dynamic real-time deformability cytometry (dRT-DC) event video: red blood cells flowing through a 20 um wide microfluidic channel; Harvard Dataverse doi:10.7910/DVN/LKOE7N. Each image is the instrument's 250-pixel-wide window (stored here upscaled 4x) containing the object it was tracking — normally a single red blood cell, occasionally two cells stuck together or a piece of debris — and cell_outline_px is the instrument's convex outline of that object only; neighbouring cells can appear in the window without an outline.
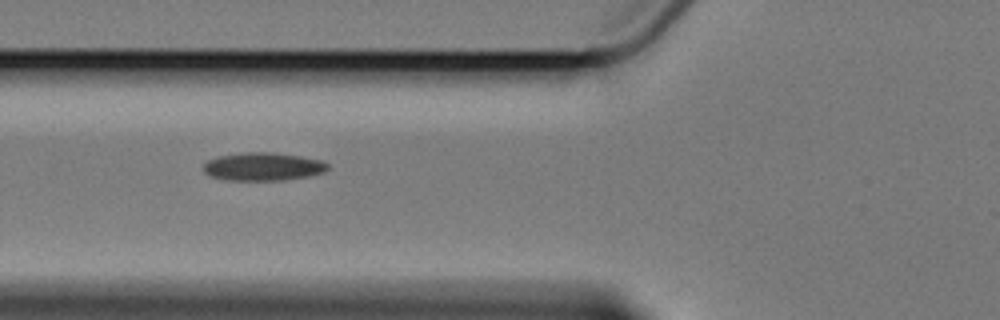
{"species": "Egyptian fruit bat (a non-hibernating species)", "species_latin": "Rousettus aegyptiacus", "temperature_condition": "cold", "stored_images_in_passage": 8, "camera_frame_rate_fps": 3000, "um_per_image_px": 0.085, "animal": {"sex": "female"}, "frame": {"image": 1, "passage_image": 4, "time_ms": 5.333, "image_size_px": [1000, 320], "cell_outline_px": [[328, 168], [324, 172], [308, 176], [284, 180], [228, 180], [212, 176], [204, 172], [204, 164], [208, 160], [220, 156], [248, 152], [268, 152], [300, 156], [320, 160], [328, 164]], "centroid_in_image_um": [22.37, 14.16], "position_along_channel_um": 103.4, "area_um2": 20.06}}
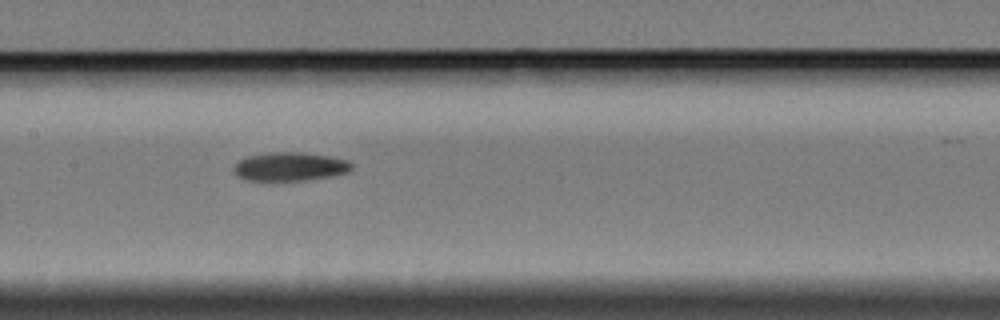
{"frame": {"image": 2, "passage_image": 6, "time_ms": 7.667, "image_size_px": [1000, 320], "cell_outline_px": [[352, 168], [348, 172], [332, 176], [308, 180], [244, 180], [236, 176], [236, 164], [240, 160], [248, 156], [272, 152], [300, 152], [328, 156], [348, 160], [352, 164]], "centroid_in_image_um": [24.68, 14.16], "position_along_channel_um": 182.7, "area_um2": 19.48}}
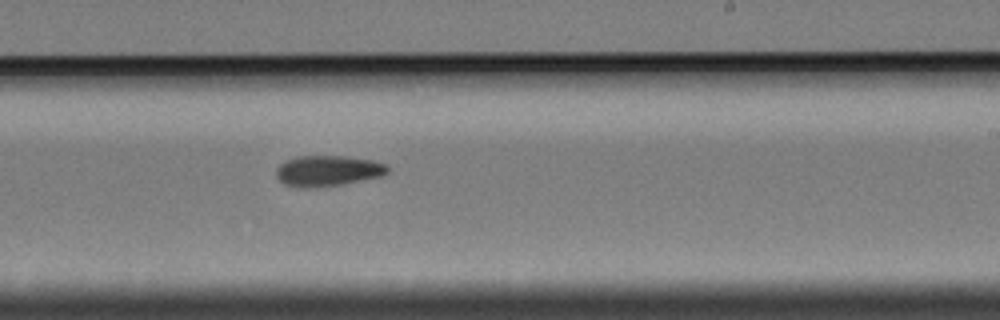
{"frame": {"image": 3, "passage_image": 8, "time_ms": 10.0, "image_size_px": [1000, 320], "cell_outline_px": [[388, 172], [384, 176], [344, 184], [316, 188], [296, 188], [284, 184], [276, 176], [276, 168], [280, 164], [288, 160], [300, 156], [344, 156], [372, 160], [388, 164]], "centroid_in_image_um": [27.89, 14.54], "position_along_channel_um": 261.1, "area_um2": 20.23}}